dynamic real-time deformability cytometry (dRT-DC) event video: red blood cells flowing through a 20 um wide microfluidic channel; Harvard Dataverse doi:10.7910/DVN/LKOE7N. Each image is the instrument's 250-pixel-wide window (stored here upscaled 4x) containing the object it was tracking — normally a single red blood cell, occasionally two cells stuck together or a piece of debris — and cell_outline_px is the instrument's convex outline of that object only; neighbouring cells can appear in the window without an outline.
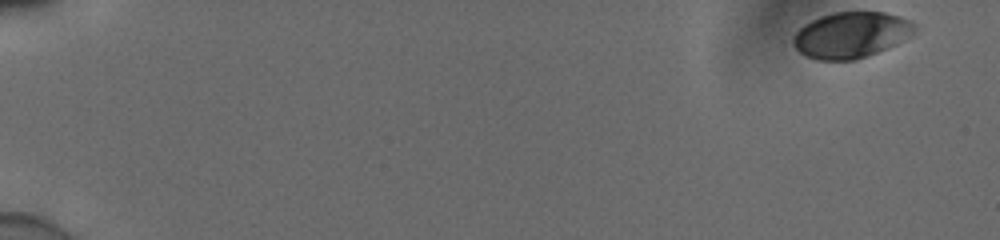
{"species": "human", "species_latin": "Homo sapiens", "temperature_condition": "cold", "stored_images_in_passage": 11, "camera_frame_rate_fps": 3000, "um_per_image_px": 0.085, "donor": {"sex": "male"}, "frame": {"image": 1, "passage_image": 1, "time_ms": 0.0, "image_size_px": [1000, 240], "cell_outline_px": [[916, 32], [912, 36], [888, 48], [852, 60], [816, 60], [800, 52], [796, 48], [792, 40], [796, 32], [804, 24], [820, 16], [832, 12], [884, 12], [900, 16], [916, 24]], "centroid_in_image_um": [72.37, 2.96], "position_along_channel_um": 12.6, "area_um2": 32.48}}